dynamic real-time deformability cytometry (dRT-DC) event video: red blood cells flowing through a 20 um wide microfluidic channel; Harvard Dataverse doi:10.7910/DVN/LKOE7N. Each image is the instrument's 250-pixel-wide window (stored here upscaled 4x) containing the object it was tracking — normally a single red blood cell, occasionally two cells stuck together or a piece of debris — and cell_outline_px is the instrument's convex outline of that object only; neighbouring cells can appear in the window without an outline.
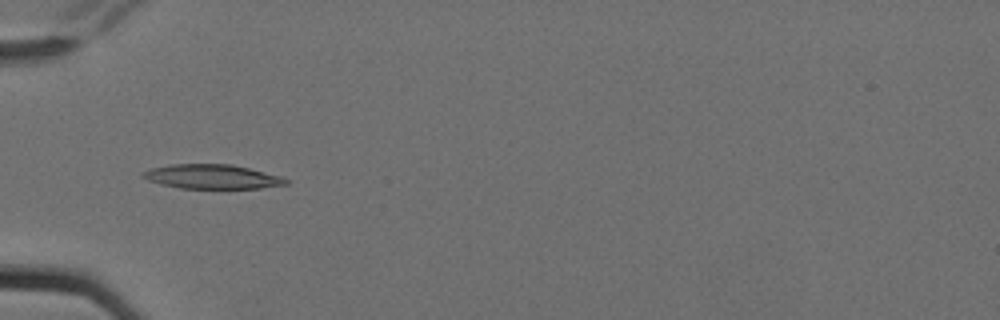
{"species": "Egyptian fruit bat (a non-hibernating species)", "species_latin": "Rousettus aegyptiacus", "temperature_condition": "cold", "stored_images_in_passage": 5, "camera_frame_rate_fps": 3000, "um_per_image_px": 0.085, "animal": {"sex": "female"}, "frame": {"image": 1, "passage_image": 4, "time_ms": 1.0, "image_size_px": [1000, 320], "cell_outline_px": [[288, 184], [260, 188], [180, 188], [160, 184], [148, 180], [140, 176], [144, 172], [152, 168], [172, 164], [232, 164], [284, 176], [288, 180]], "centroid_in_image_um": [18.07, 15.01], "position_along_channel_um": 66.9, "area_um2": 20.29}}
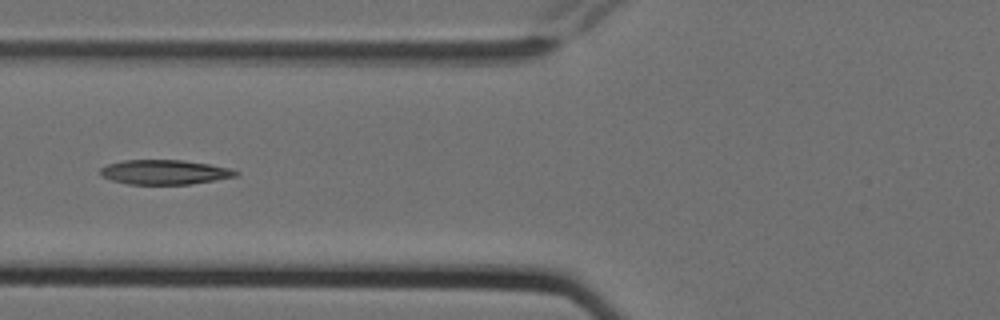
{"frame": {"image": 2, "passage_image": 5, "time_ms": 1.333, "image_size_px": [1000, 320], "cell_outline_px": [[240, 176], [192, 184], [128, 184], [112, 180], [100, 176], [100, 168], [108, 164], [124, 160], [184, 160], [208, 164], [228, 168], [240, 172]], "centroid_in_image_um": [14.01, 14.63], "position_along_channel_um": 111.8, "area_um2": 19.48}}